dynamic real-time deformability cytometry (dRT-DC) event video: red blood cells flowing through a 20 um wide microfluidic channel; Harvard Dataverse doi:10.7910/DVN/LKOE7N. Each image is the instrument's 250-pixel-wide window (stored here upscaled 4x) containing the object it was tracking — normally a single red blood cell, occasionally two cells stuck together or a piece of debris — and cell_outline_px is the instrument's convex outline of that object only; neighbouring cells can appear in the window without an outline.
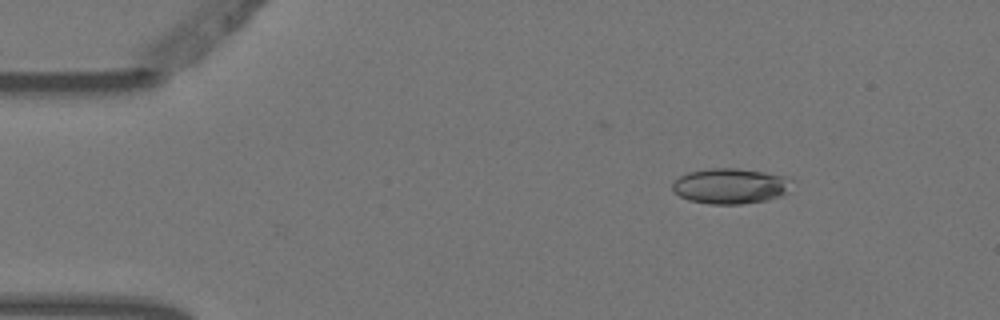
{"species": "Egyptian fruit bat (a non-hibernating species)", "species_latin": "Rousettus aegyptiacus", "temperature_condition": "warm", "stored_images_in_passage": 5, "camera_frame_rate_fps": 3000, "um_per_image_px": 0.085, "animal": {"sex": "female"}, "frame": {"image": 1, "passage_image": 1, "time_ms": 0.0, "image_size_px": [1000, 320], "cell_outline_px": [[792, 180], [788, 192], [780, 196], [768, 200], [740, 204], [712, 204], [688, 200], [680, 196], [672, 188], [672, 180], [688, 172], [708, 168], [736, 168], [792, 176]], "centroid_in_image_um": [62.11, 15.8], "position_along_channel_um": 22.9, "area_um2": 24.97}}
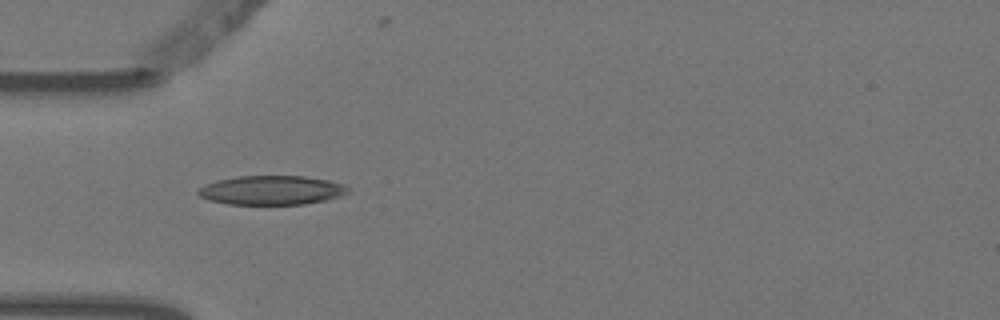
{"frame": {"image": 2, "passage_image": 3, "time_ms": 0.667, "image_size_px": [1000, 320], "cell_outline_px": [[348, 192], [340, 196], [324, 200], [304, 204], [228, 204], [208, 200], [200, 196], [196, 192], [204, 184], [216, 180], [236, 176], [304, 176], [328, 180], [344, 184], [348, 188]], "centroid_in_image_um": [23.05, 16.16], "position_along_channel_um": 62.0, "area_um2": 25.43}}
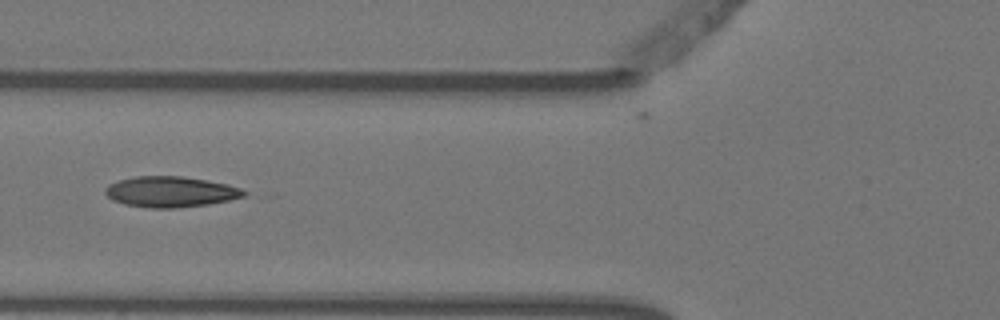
{"frame": {"image": 3, "passage_image": 4, "time_ms": 1.0, "image_size_px": [1000, 320], "cell_outline_px": [[248, 192], [244, 196], [228, 200], [208, 204], [180, 208], [148, 208], [124, 204], [112, 200], [104, 192], [104, 188], [108, 184], [120, 180], [136, 176], [180, 176], [228, 184], [240, 188]], "centroid_in_image_um": [14.47, 16.31], "position_along_channel_um": 111.3, "area_um2": 24.8}}